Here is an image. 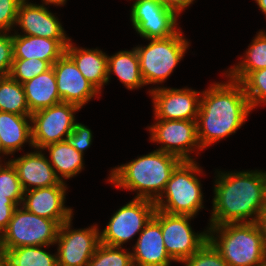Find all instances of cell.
<instances>
[{
  "instance_id": "obj_20",
  "label": "cell",
  "mask_w": 266,
  "mask_h": 266,
  "mask_svg": "<svg viewBox=\"0 0 266 266\" xmlns=\"http://www.w3.org/2000/svg\"><path fill=\"white\" fill-rule=\"evenodd\" d=\"M71 39H48L38 36L12 34L13 59H40L52 65L66 52Z\"/></svg>"
},
{
  "instance_id": "obj_29",
  "label": "cell",
  "mask_w": 266,
  "mask_h": 266,
  "mask_svg": "<svg viewBox=\"0 0 266 266\" xmlns=\"http://www.w3.org/2000/svg\"><path fill=\"white\" fill-rule=\"evenodd\" d=\"M131 253L122 247L100 243L88 266H133Z\"/></svg>"
},
{
  "instance_id": "obj_39",
  "label": "cell",
  "mask_w": 266,
  "mask_h": 266,
  "mask_svg": "<svg viewBox=\"0 0 266 266\" xmlns=\"http://www.w3.org/2000/svg\"><path fill=\"white\" fill-rule=\"evenodd\" d=\"M257 224L259 225L261 232L263 234V243L266 249V207L262 210L261 214L259 215Z\"/></svg>"
},
{
  "instance_id": "obj_38",
  "label": "cell",
  "mask_w": 266,
  "mask_h": 266,
  "mask_svg": "<svg viewBox=\"0 0 266 266\" xmlns=\"http://www.w3.org/2000/svg\"><path fill=\"white\" fill-rule=\"evenodd\" d=\"M194 0H159V2L166 8L173 10L179 15L186 7L188 8Z\"/></svg>"
},
{
  "instance_id": "obj_19",
  "label": "cell",
  "mask_w": 266,
  "mask_h": 266,
  "mask_svg": "<svg viewBox=\"0 0 266 266\" xmlns=\"http://www.w3.org/2000/svg\"><path fill=\"white\" fill-rule=\"evenodd\" d=\"M133 249V266H169L173 261L165 248L161 225L154 217L139 234Z\"/></svg>"
},
{
  "instance_id": "obj_24",
  "label": "cell",
  "mask_w": 266,
  "mask_h": 266,
  "mask_svg": "<svg viewBox=\"0 0 266 266\" xmlns=\"http://www.w3.org/2000/svg\"><path fill=\"white\" fill-rule=\"evenodd\" d=\"M107 79L110 73H114L127 89H139L145 85L140 71V63L137 51H119L115 55H107Z\"/></svg>"
},
{
  "instance_id": "obj_30",
  "label": "cell",
  "mask_w": 266,
  "mask_h": 266,
  "mask_svg": "<svg viewBox=\"0 0 266 266\" xmlns=\"http://www.w3.org/2000/svg\"><path fill=\"white\" fill-rule=\"evenodd\" d=\"M0 193L7 195L16 206L23 201L24 190L21 186L15 167L8 160L4 166L0 163Z\"/></svg>"
},
{
  "instance_id": "obj_27",
  "label": "cell",
  "mask_w": 266,
  "mask_h": 266,
  "mask_svg": "<svg viewBox=\"0 0 266 266\" xmlns=\"http://www.w3.org/2000/svg\"><path fill=\"white\" fill-rule=\"evenodd\" d=\"M0 111L31 115L23 85L10 76L0 79Z\"/></svg>"
},
{
  "instance_id": "obj_32",
  "label": "cell",
  "mask_w": 266,
  "mask_h": 266,
  "mask_svg": "<svg viewBox=\"0 0 266 266\" xmlns=\"http://www.w3.org/2000/svg\"><path fill=\"white\" fill-rule=\"evenodd\" d=\"M51 67L52 64L50 62L37 58L13 59L9 76L22 84L49 70Z\"/></svg>"
},
{
  "instance_id": "obj_34",
  "label": "cell",
  "mask_w": 266,
  "mask_h": 266,
  "mask_svg": "<svg viewBox=\"0 0 266 266\" xmlns=\"http://www.w3.org/2000/svg\"><path fill=\"white\" fill-rule=\"evenodd\" d=\"M92 131L81 123H75L73 131L65 137V141L81 154L92 144Z\"/></svg>"
},
{
  "instance_id": "obj_37",
  "label": "cell",
  "mask_w": 266,
  "mask_h": 266,
  "mask_svg": "<svg viewBox=\"0 0 266 266\" xmlns=\"http://www.w3.org/2000/svg\"><path fill=\"white\" fill-rule=\"evenodd\" d=\"M16 207L7 195L0 193V235L7 228Z\"/></svg>"
},
{
  "instance_id": "obj_23",
  "label": "cell",
  "mask_w": 266,
  "mask_h": 266,
  "mask_svg": "<svg viewBox=\"0 0 266 266\" xmlns=\"http://www.w3.org/2000/svg\"><path fill=\"white\" fill-rule=\"evenodd\" d=\"M22 85L31 113L62 102L58 94L53 66Z\"/></svg>"
},
{
  "instance_id": "obj_2",
  "label": "cell",
  "mask_w": 266,
  "mask_h": 266,
  "mask_svg": "<svg viewBox=\"0 0 266 266\" xmlns=\"http://www.w3.org/2000/svg\"><path fill=\"white\" fill-rule=\"evenodd\" d=\"M252 111L240 82L214 83L201 92L197 135L202 149L236 133Z\"/></svg>"
},
{
  "instance_id": "obj_42",
  "label": "cell",
  "mask_w": 266,
  "mask_h": 266,
  "mask_svg": "<svg viewBox=\"0 0 266 266\" xmlns=\"http://www.w3.org/2000/svg\"><path fill=\"white\" fill-rule=\"evenodd\" d=\"M255 2L266 16V0H255Z\"/></svg>"
},
{
  "instance_id": "obj_16",
  "label": "cell",
  "mask_w": 266,
  "mask_h": 266,
  "mask_svg": "<svg viewBox=\"0 0 266 266\" xmlns=\"http://www.w3.org/2000/svg\"><path fill=\"white\" fill-rule=\"evenodd\" d=\"M66 182L24 192L23 206L27 211L62 225L73 217V209L65 207Z\"/></svg>"
},
{
  "instance_id": "obj_11",
  "label": "cell",
  "mask_w": 266,
  "mask_h": 266,
  "mask_svg": "<svg viewBox=\"0 0 266 266\" xmlns=\"http://www.w3.org/2000/svg\"><path fill=\"white\" fill-rule=\"evenodd\" d=\"M150 140L162 144L158 149L182 161H193L189 152L203 150L198 141L196 120H158L148 127Z\"/></svg>"
},
{
  "instance_id": "obj_43",
  "label": "cell",
  "mask_w": 266,
  "mask_h": 266,
  "mask_svg": "<svg viewBox=\"0 0 266 266\" xmlns=\"http://www.w3.org/2000/svg\"><path fill=\"white\" fill-rule=\"evenodd\" d=\"M256 266H266V260H265L264 262H262V263L256 265Z\"/></svg>"
},
{
  "instance_id": "obj_8",
  "label": "cell",
  "mask_w": 266,
  "mask_h": 266,
  "mask_svg": "<svg viewBox=\"0 0 266 266\" xmlns=\"http://www.w3.org/2000/svg\"><path fill=\"white\" fill-rule=\"evenodd\" d=\"M155 211L154 201L134 197L132 201L118 209L104 230L99 232L100 243L122 247L135 234L142 232Z\"/></svg>"
},
{
  "instance_id": "obj_28",
  "label": "cell",
  "mask_w": 266,
  "mask_h": 266,
  "mask_svg": "<svg viewBox=\"0 0 266 266\" xmlns=\"http://www.w3.org/2000/svg\"><path fill=\"white\" fill-rule=\"evenodd\" d=\"M47 246H23L6 252V266H58L57 254H50Z\"/></svg>"
},
{
  "instance_id": "obj_35",
  "label": "cell",
  "mask_w": 266,
  "mask_h": 266,
  "mask_svg": "<svg viewBox=\"0 0 266 266\" xmlns=\"http://www.w3.org/2000/svg\"><path fill=\"white\" fill-rule=\"evenodd\" d=\"M22 0H0V32H9L17 22L18 7Z\"/></svg>"
},
{
  "instance_id": "obj_12",
  "label": "cell",
  "mask_w": 266,
  "mask_h": 266,
  "mask_svg": "<svg viewBox=\"0 0 266 266\" xmlns=\"http://www.w3.org/2000/svg\"><path fill=\"white\" fill-rule=\"evenodd\" d=\"M72 218L60 225L55 244L58 266H88L100 244L97 225L84 229H71Z\"/></svg>"
},
{
  "instance_id": "obj_26",
  "label": "cell",
  "mask_w": 266,
  "mask_h": 266,
  "mask_svg": "<svg viewBox=\"0 0 266 266\" xmlns=\"http://www.w3.org/2000/svg\"><path fill=\"white\" fill-rule=\"evenodd\" d=\"M245 52V58L226 72L230 79L241 82L250 72L266 68V33L260 31Z\"/></svg>"
},
{
  "instance_id": "obj_1",
  "label": "cell",
  "mask_w": 266,
  "mask_h": 266,
  "mask_svg": "<svg viewBox=\"0 0 266 266\" xmlns=\"http://www.w3.org/2000/svg\"><path fill=\"white\" fill-rule=\"evenodd\" d=\"M216 176L210 226L257 222L266 207V172L219 171Z\"/></svg>"
},
{
  "instance_id": "obj_25",
  "label": "cell",
  "mask_w": 266,
  "mask_h": 266,
  "mask_svg": "<svg viewBox=\"0 0 266 266\" xmlns=\"http://www.w3.org/2000/svg\"><path fill=\"white\" fill-rule=\"evenodd\" d=\"M45 149L49 151V163L60 181L65 182L63 179L72 178L84 169V154L69 146L65 140L48 144L42 148Z\"/></svg>"
},
{
  "instance_id": "obj_5",
  "label": "cell",
  "mask_w": 266,
  "mask_h": 266,
  "mask_svg": "<svg viewBox=\"0 0 266 266\" xmlns=\"http://www.w3.org/2000/svg\"><path fill=\"white\" fill-rule=\"evenodd\" d=\"M201 172L196 161H182L155 201L156 209L173 215L196 216L204 208L201 183L196 176Z\"/></svg>"
},
{
  "instance_id": "obj_9",
  "label": "cell",
  "mask_w": 266,
  "mask_h": 266,
  "mask_svg": "<svg viewBox=\"0 0 266 266\" xmlns=\"http://www.w3.org/2000/svg\"><path fill=\"white\" fill-rule=\"evenodd\" d=\"M161 225L162 237L170 258L183 262L208 241V228L202 233H194L189 221L192 216L173 215L157 210L153 216Z\"/></svg>"
},
{
  "instance_id": "obj_22",
  "label": "cell",
  "mask_w": 266,
  "mask_h": 266,
  "mask_svg": "<svg viewBox=\"0 0 266 266\" xmlns=\"http://www.w3.org/2000/svg\"><path fill=\"white\" fill-rule=\"evenodd\" d=\"M66 53L73 59L82 75L100 92L108 82L107 54L99 49H85L74 46L70 40Z\"/></svg>"
},
{
  "instance_id": "obj_3",
  "label": "cell",
  "mask_w": 266,
  "mask_h": 266,
  "mask_svg": "<svg viewBox=\"0 0 266 266\" xmlns=\"http://www.w3.org/2000/svg\"><path fill=\"white\" fill-rule=\"evenodd\" d=\"M181 162L178 157L157 149L115 167L111 170L108 181L115 187L137 191L135 198L155 202L164 192L173 171Z\"/></svg>"
},
{
  "instance_id": "obj_13",
  "label": "cell",
  "mask_w": 266,
  "mask_h": 266,
  "mask_svg": "<svg viewBox=\"0 0 266 266\" xmlns=\"http://www.w3.org/2000/svg\"><path fill=\"white\" fill-rule=\"evenodd\" d=\"M130 16L136 32L147 40L165 39L180 30L177 28L178 15L159 0H136Z\"/></svg>"
},
{
  "instance_id": "obj_33",
  "label": "cell",
  "mask_w": 266,
  "mask_h": 266,
  "mask_svg": "<svg viewBox=\"0 0 266 266\" xmlns=\"http://www.w3.org/2000/svg\"><path fill=\"white\" fill-rule=\"evenodd\" d=\"M182 263L185 266H230L209 241Z\"/></svg>"
},
{
  "instance_id": "obj_14",
  "label": "cell",
  "mask_w": 266,
  "mask_h": 266,
  "mask_svg": "<svg viewBox=\"0 0 266 266\" xmlns=\"http://www.w3.org/2000/svg\"><path fill=\"white\" fill-rule=\"evenodd\" d=\"M156 120H197L200 91L158 87L149 91Z\"/></svg>"
},
{
  "instance_id": "obj_36",
  "label": "cell",
  "mask_w": 266,
  "mask_h": 266,
  "mask_svg": "<svg viewBox=\"0 0 266 266\" xmlns=\"http://www.w3.org/2000/svg\"><path fill=\"white\" fill-rule=\"evenodd\" d=\"M11 32H0V77L9 76L13 62V42Z\"/></svg>"
},
{
  "instance_id": "obj_18",
  "label": "cell",
  "mask_w": 266,
  "mask_h": 266,
  "mask_svg": "<svg viewBox=\"0 0 266 266\" xmlns=\"http://www.w3.org/2000/svg\"><path fill=\"white\" fill-rule=\"evenodd\" d=\"M40 151L27 153L9 160L15 167L21 186L25 191L58 185L61 181L56 176L49 159Z\"/></svg>"
},
{
  "instance_id": "obj_15",
  "label": "cell",
  "mask_w": 266,
  "mask_h": 266,
  "mask_svg": "<svg viewBox=\"0 0 266 266\" xmlns=\"http://www.w3.org/2000/svg\"><path fill=\"white\" fill-rule=\"evenodd\" d=\"M52 66L62 102L72 103L82 108L95 95L101 93L82 75L66 52Z\"/></svg>"
},
{
  "instance_id": "obj_41",
  "label": "cell",
  "mask_w": 266,
  "mask_h": 266,
  "mask_svg": "<svg viewBox=\"0 0 266 266\" xmlns=\"http://www.w3.org/2000/svg\"><path fill=\"white\" fill-rule=\"evenodd\" d=\"M44 4L48 5V4H53V5H57V6H60V5H65L66 1L67 0H42Z\"/></svg>"
},
{
  "instance_id": "obj_31",
  "label": "cell",
  "mask_w": 266,
  "mask_h": 266,
  "mask_svg": "<svg viewBox=\"0 0 266 266\" xmlns=\"http://www.w3.org/2000/svg\"><path fill=\"white\" fill-rule=\"evenodd\" d=\"M240 83L252 110L266 103V68L250 72Z\"/></svg>"
},
{
  "instance_id": "obj_21",
  "label": "cell",
  "mask_w": 266,
  "mask_h": 266,
  "mask_svg": "<svg viewBox=\"0 0 266 266\" xmlns=\"http://www.w3.org/2000/svg\"><path fill=\"white\" fill-rule=\"evenodd\" d=\"M27 142L32 147L31 115L0 111V145L3 154L12 155Z\"/></svg>"
},
{
  "instance_id": "obj_10",
  "label": "cell",
  "mask_w": 266,
  "mask_h": 266,
  "mask_svg": "<svg viewBox=\"0 0 266 266\" xmlns=\"http://www.w3.org/2000/svg\"><path fill=\"white\" fill-rule=\"evenodd\" d=\"M80 109L75 104L60 102L32 113V147L39 150L48 144L64 141L73 131L74 115Z\"/></svg>"
},
{
  "instance_id": "obj_7",
  "label": "cell",
  "mask_w": 266,
  "mask_h": 266,
  "mask_svg": "<svg viewBox=\"0 0 266 266\" xmlns=\"http://www.w3.org/2000/svg\"><path fill=\"white\" fill-rule=\"evenodd\" d=\"M59 227L55 220L35 215L20 205L15 208L7 228L0 235V242L6 252L23 246L54 245Z\"/></svg>"
},
{
  "instance_id": "obj_40",
  "label": "cell",
  "mask_w": 266,
  "mask_h": 266,
  "mask_svg": "<svg viewBox=\"0 0 266 266\" xmlns=\"http://www.w3.org/2000/svg\"><path fill=\"white\" fill-rule=\"evenodd\" d=\"M0 266H6V250L0 242Z\"/></svg>"
},
{
  "instance_id": "obj_44",
  "label": "cell",
  "mask_w": 266,
  "mask_h": 266,
  "mask_svg": "<svg viewBox=\"0 0 266 266\" xmlns=\"http://www.w3.org/2000/svg\"><path fill=\"white\" fill-rule=\"evenodd\" d=\"M2 153L3 155V152H2V148H1V145H0V154ZM0 163H1V159H0Z\"/></svg>"
},
{
  "instance_id": "obj_6",
  "label": "cell",
  "mask_w": 266,
  "mask_h": 266,
  "mask_svg": "<svg viewBox=\"0 0 266 266\" xmlns=\"http://www.w3.org/2000/svg\"><path fill=\"white\" fill-rule=\"evenodd\" d=\"M149 41L146 46L135 47L145 85L164 82L189 47V42L182 36L181 30L171 37Z\"/></svg>"
},
{
  "instance_id": "obj_4",
  "label": "cell",
  "mask_w": 266,
  "mask_h": 266,
  "mask_svg": "<svg viewBox=\"0 0 266 266\" xmlns=\"http://www.w3.org/2000/svg\"><path fill=\"white\" fill-rule=\"evenodd\" d=\"M208 241L230 266H256L266 260L263 234L257 222L209 226Z\"/></svg>"
},
{
  "instance_id": "obj_17",
  "label": "cell",
  "mask_w": 266,
  "mask_h": 266,
  "mask_svg": "<svg viewBox=\"0 0 266 266\" xmlns=\"http://www.w3.org/2000/svg\"><path fill=\"white\" fill-rule=\"evenodd\" d=\"M16 25L21 27L23 35L48 39H71L66 37L62 24L45 5H37L22 0L18 7Z\"/></svg>"
}]
</instances>
